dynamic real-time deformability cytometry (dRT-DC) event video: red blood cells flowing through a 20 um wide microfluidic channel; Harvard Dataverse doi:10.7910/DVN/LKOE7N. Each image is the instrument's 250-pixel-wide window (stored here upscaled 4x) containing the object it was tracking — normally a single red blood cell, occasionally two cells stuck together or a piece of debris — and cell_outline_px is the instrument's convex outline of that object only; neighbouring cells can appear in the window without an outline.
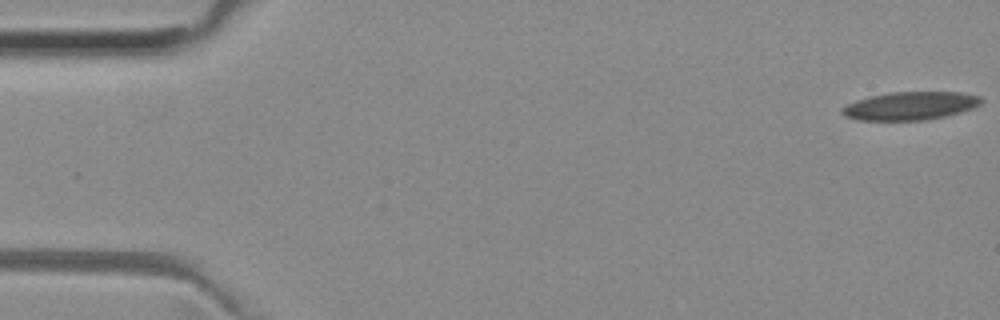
{"species": "common noctule bat (a hibernating species)", "species_latin": "Nyctalus noctula", "temperature_condition": "room temperature", "stored_images_in_passage": 11, "camera_frame_rate_fps": 3000, "um_per_image_px": 0.085, "animal": {"sex": "female", "body_mass_g": 29.2, "forearm_length_mm": 56.3}, "frame": {"image": 1, "passage_image": 1, "time_ms": 0.0, "image_size_px": [1000, 320], "cell_outline_px": [[984, 100], [980, 104], [972, 108], [960, 112], [944, 116], [924, 120], [860, 120], [844, 116], [840, 112], [840, 108], [856, 100], [872, 96], [892, 92], [960, 92], [980, 96]], "centroid_in_image_um": [77.37, 8.99], "position_along_channel_um": 7.6, "area_um2": 22.72}}